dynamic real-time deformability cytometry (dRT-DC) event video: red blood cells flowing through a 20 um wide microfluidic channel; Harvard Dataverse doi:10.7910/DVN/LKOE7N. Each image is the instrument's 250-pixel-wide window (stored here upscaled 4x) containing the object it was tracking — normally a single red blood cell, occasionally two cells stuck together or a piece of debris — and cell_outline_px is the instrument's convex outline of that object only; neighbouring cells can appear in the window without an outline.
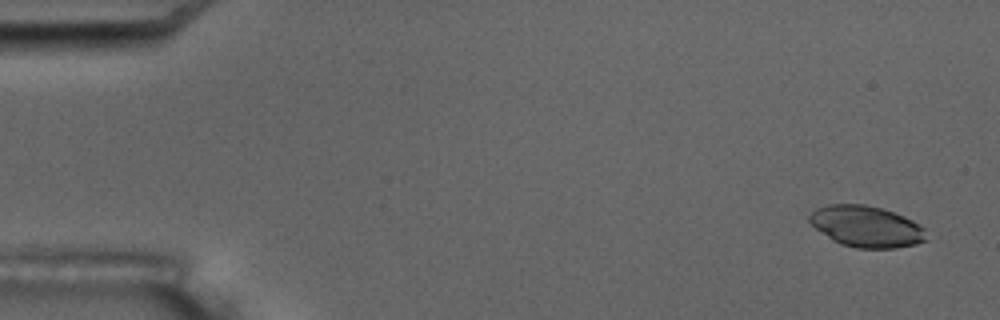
{"species": "common noctule bat (a hibernating species)", "species_latin": "Nyctalus noctula", "temperature_condition": "room temperature", "stored_images_in_passage": 6, "camera_frame_rate_fps": 3000, "um_per_image_px": 0.085, "animal": {"sex": "male", "body_mass_g": 17.5, "forearm_length_mm": 52.3}, "frame": {"image": 1, "passage_image": 1, "time_ms": 0.0, "image_size_px": [1000, 320], "cell_outline_px": [[928, 240], [916, 244], [896, 248], [856, 248], [840, 244], [832, 240], [816, 228], [808, 220], [808, 216], [816, 208], [828, 204], [864, 204], [880, 208], [904, 216], [912, 220], [924, 228]], "centroid_in_image_um": [73.64, 19.26], "position_along_channel_um": 11.4, "area_um2": 28.09}}